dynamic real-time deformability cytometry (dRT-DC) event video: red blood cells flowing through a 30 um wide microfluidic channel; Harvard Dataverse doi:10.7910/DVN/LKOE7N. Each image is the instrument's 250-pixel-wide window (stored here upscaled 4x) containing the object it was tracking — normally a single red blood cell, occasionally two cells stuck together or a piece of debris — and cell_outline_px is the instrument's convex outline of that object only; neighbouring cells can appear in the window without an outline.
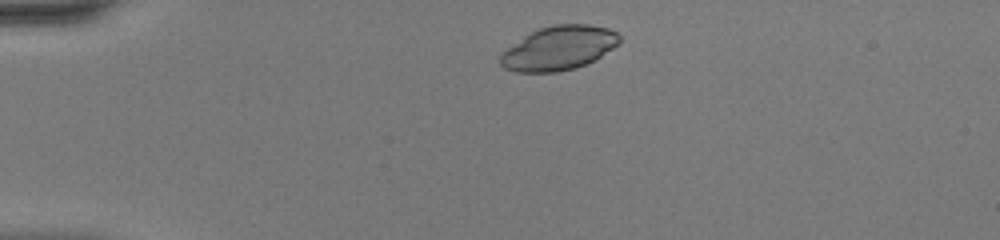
{"species": "common noctule bat (a hibernating species)", "species_latin": "Nyctalus noctula", "temperature_condition": "warm", "stored_images_in_passage": 39, "camera_frame_rate_fps": 3000, "um_per_image_px": 0.085, "animal": {"sex": "female", "body_mass_g": 20.0, "forearm_length_mm": 54.0}, "frame": {"image": 1, "passage_image": 3, "time_ms": 0.667, "image_size_px": [1000, 240], "cell_outline_px": [[620, 40], [612, 48], [600, 56], [576, 68], [556, 72], [516, 72], [504, 68], [500, 64], [500, 56], [508, 48], [524, 36], [540, 28], [552, 24], [588, 24], [608, 28], [616, 32], [620, 36]], "centroid_in_image_um": [47.49, 4.09], "position_along_channel_um": 37.5, "area_um2": 30.17}}